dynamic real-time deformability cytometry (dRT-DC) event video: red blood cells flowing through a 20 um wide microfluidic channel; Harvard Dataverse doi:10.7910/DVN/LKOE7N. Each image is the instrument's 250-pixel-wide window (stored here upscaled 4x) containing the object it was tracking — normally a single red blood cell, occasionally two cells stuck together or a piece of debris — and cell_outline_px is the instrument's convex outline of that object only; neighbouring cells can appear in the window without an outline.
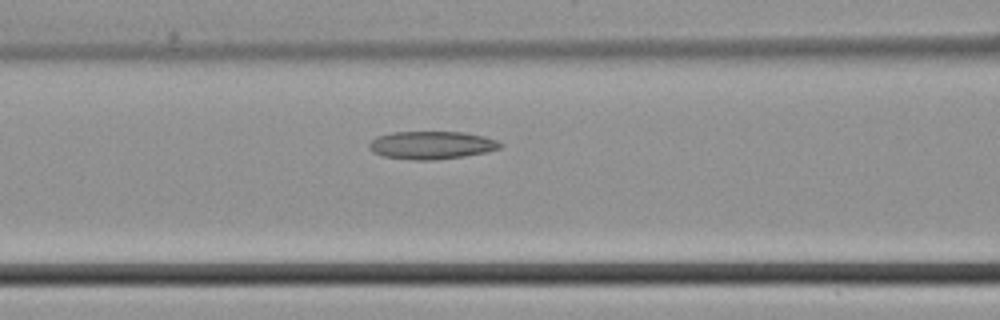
{"species": "common noctule bat (a hibernating species)", "species_latin": "Nyctalus noctula", "temperature_condition": "cold", "stored_images_in_passage": 28, "camera_frame_rate_fps": 3000, "um_per_image_px": 0.085, "animal": {"sex": "male", "body_mass_g": 21.5, "forearm_length_mm": 52.0}, "frame": {"image": 1, "passage_image": 8, "time_ms": 2.333, "image_size_px": [1000, 320], "cell_outline_px": [[504, 144], [500, 148], [484, 152], [464, 156], [436, 160], [412, 160], [384, 156], [372, 152], [368, 148], [368, 144], [376, 136], [392, 132], [464, 132], [484, 136], [496, 140]], "centroid_in_image_um": [36.66, 12.33], "position_along_channel_um": 129.9, "area_um2": 21.39}}
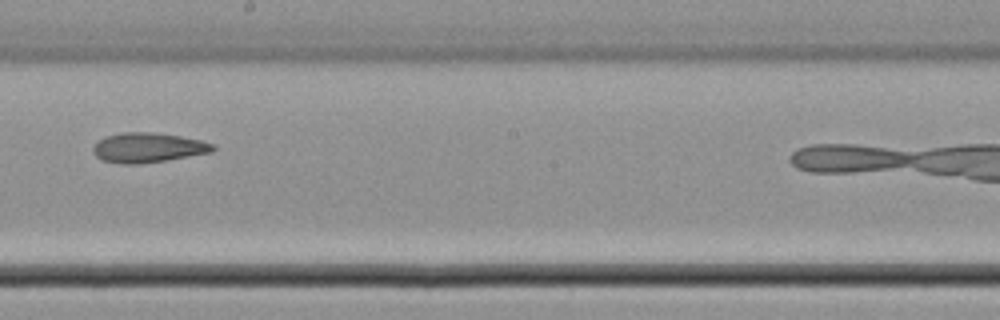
{"frame": {"image": 2, "passage_image": 15, "time_ms": 4.667, "image_size_px": [1000, 320], "cell_outline_px": [[216, 148], [212, 152], [164, 160], [136, 164], [120, 164], [100, 160], [92, 152], [92, 148], [104, 136], [124, 132], [152, 132], [180, 136], [200, 140], [212, 144]], "centroid_in_image_um": [12.53, 12.55], "position_along_channel_um": 235.7, "area_um2": 20.63}}
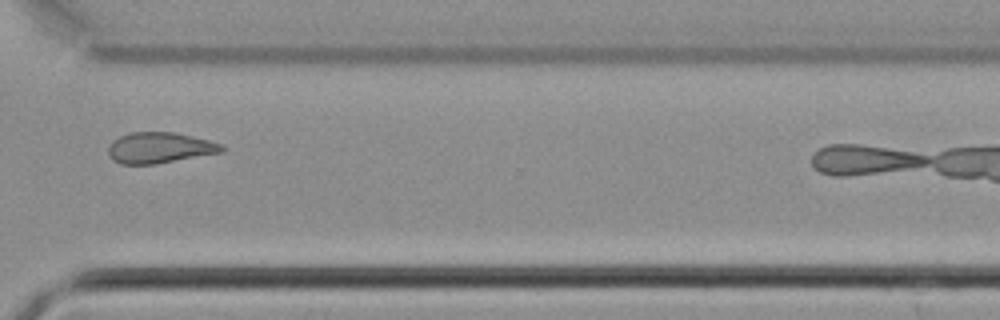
{"frame": {"image": 3, "passage_image": 23, "time_ms": 7.333, "image_size_px": [1000, 320], "cell_outline_px": [[224, 152], [156, 164], [120, 164], [112, 160], [108, 156], [108, 148], [112, 140], [120, 136], [132, 132], [176, 132], [224, 144]], "centroid_in_image_um": [13.57, 12.56], "position_along_channel_um": 357.0, "area_um2": 20.63}}